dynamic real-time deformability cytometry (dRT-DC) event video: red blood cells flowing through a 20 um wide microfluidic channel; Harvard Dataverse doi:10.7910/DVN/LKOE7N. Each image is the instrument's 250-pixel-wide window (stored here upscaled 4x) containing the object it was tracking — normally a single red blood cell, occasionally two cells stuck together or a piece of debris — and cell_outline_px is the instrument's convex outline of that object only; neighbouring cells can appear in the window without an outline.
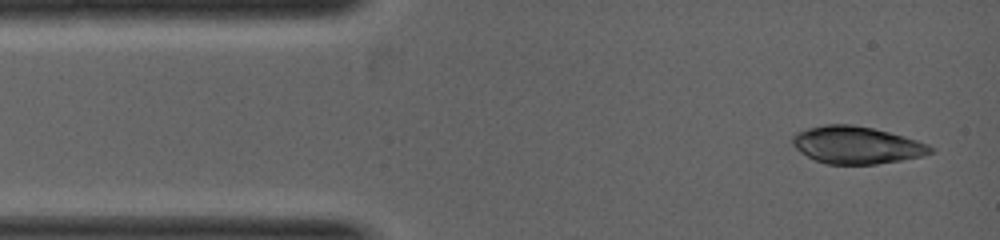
{"species": "common noctule bat (a hibernating species)", "species_latin": "Nyctalus noctula", "temperature_condition": "warm", "stored_images_in_passage": 4, "camera_frame_rate_fps": 5000, "um_per_image_px": 0.085, "animal": {"sex": "female", "body_mass_g": 19.0, "forearm_length_mm": 53.3}, "frame": {"image": 1, "passage_image": 1, "time_ms": 0.0, "image_size_px": [1000, 240], "cell_outline_px": [[932, 152], [920, 156], [900, 160], [876, 164], [828, 164], [816, 160], [800, 152], [792, 144], [792, 136], [796, 132], [808, 128], [824, 124], [852, 124], [872, 128], [904, 136], [928, 144], [932, 148]], "centroid_in_image_um": [72.77, 12.32], "position_along_channel_um": 12.2, "area_um2": 29.77}}